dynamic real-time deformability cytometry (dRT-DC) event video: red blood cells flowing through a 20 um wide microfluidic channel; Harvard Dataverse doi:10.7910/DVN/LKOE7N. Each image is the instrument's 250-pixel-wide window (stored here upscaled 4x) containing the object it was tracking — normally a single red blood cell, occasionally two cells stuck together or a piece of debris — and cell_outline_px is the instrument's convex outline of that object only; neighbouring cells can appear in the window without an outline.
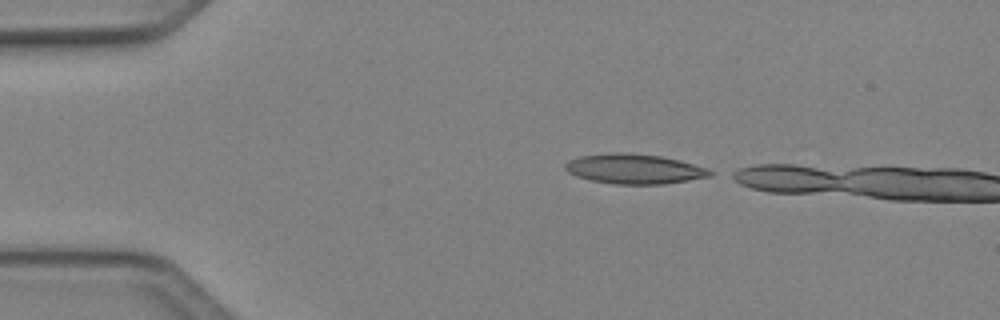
{"species": "Egyptian fruit bat (a non-hibernating species)", "species_latin": "Rousettus aegyptiacus", "temperature_condition": "cold", "stored_images_in_passage": 4, "camera_frame_rate_fps": 3000, "um_per_image_px": 0.085, "animal": {"sex": "female"}, "frame": {"image": 1, "passage_image": 1, "time_ms": 0.0, "image_size_px": [1000, 320], "cell_outline_px": [[716, 172], [712, 176], [664, 184], [612, 184], [592, 180], [576, 176], [568, 172], [564, 168], [564, 164], [568, 160], [580, 156], [612, 152], [624, 152], [660, 156], [680, 160], [708, 168]], "centroid_in_image_um": [53.93, 14.35], "position_along_channel_um": 31.1, "area_um2": 25.37}}